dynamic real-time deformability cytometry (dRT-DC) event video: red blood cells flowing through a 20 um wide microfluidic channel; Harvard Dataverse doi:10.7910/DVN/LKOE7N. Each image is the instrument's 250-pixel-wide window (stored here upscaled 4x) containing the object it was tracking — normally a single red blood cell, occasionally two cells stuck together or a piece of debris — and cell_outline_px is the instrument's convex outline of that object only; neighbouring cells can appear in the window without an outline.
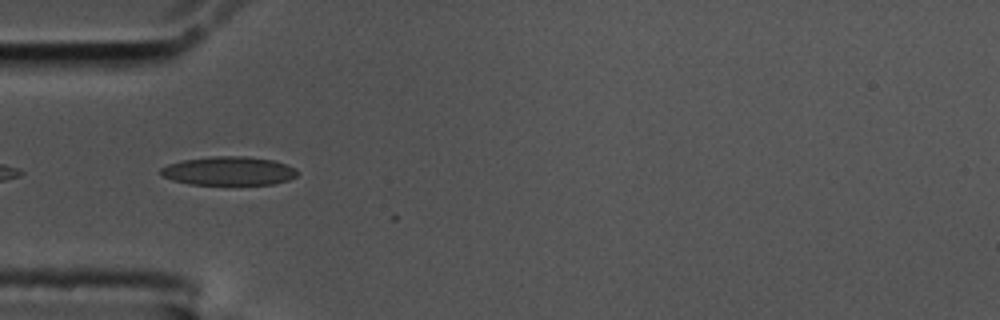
{"species": "common noctule bat (a hibernating species)", "species_latin": "Nyctalus noctula", "temperature_condition": "cold", "stored_images_in_passage": 6, "camera_frame_rate_fps": 3000, "um_per_image_px": 0.085, "animal": {"sex": "male", "body_mass_g": 17.5, "forearm_length_mm": 52.3}, "frame": {"image": 1, "passage_image": 3, "time_ms": 0.667, "image_size_px": [1000, 320], "cell_outline_px": [[296, 176], [288, 180], [272, 184], [188, 184], [172, 180], [160, 176], [160, 168], [168, 164], [180, 160], [212, 156], [248, 156], [272, 160], [296, 168]], "centroid_in_image_um": [19.38, 14.52], "position_along_channel_um": 65.6, "area_um2": 22.89}}